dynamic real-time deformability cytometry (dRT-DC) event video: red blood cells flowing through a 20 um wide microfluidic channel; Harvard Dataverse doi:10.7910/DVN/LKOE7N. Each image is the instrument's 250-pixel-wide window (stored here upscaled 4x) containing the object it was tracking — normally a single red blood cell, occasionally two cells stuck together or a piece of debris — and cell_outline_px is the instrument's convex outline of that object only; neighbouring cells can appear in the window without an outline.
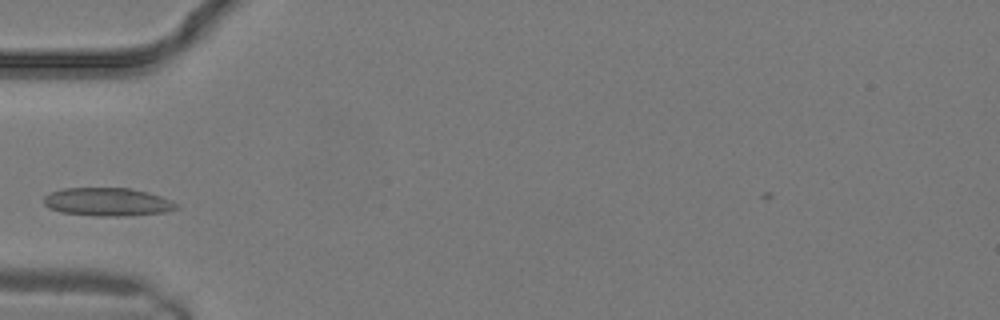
{"species": "common noctule bat (a hibernating species)", "species_latin": "Nyctalus noctula", "temperature_condition": "warm", "stored_images_in_passage": 8, "camera_frame_rate_fps": 3000, "um_per_image_px": 0.085, "animal": {"sex": "male", "body_mass_g": 19.2, "forearm_length_mm": 51.8}, "frame": {"image": 1, "passage_image": 4, "time_ms": 1.0, "image_size_px": [1000, 320], "cell_outline_px": [[180, 208], [164, 212], [124, 216], [96, 216], [60, 212], [48, 208], [44, 204], [44, 196], [52, 192], [64, 188], [128, 188], [148, 192], [172, 200], [180, 204]], "centroid_in_image_um": [9.16, 17.17], "position_along_channel_um": 75.8, "area_um2": 21.91}}
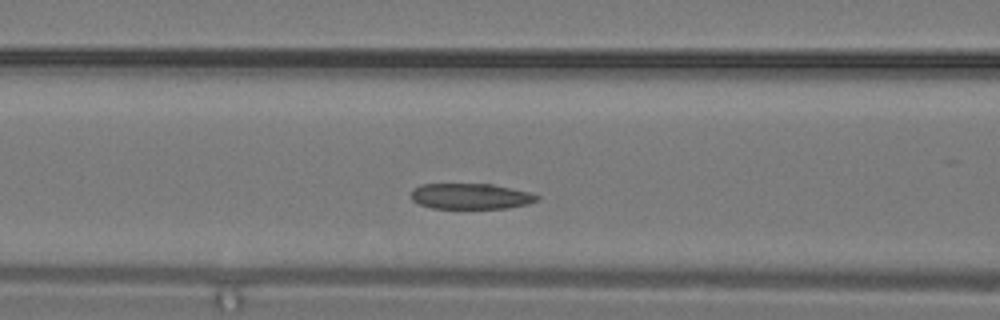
{"frame": {"image": 2, "passage_image": 6, "time_ms": 1.667, "image_size_px": [1000, 320], "cell_outline_px": [[540, 200], [528, 204], [504, 208], [432, 208], [420, 204], [412, 200], [412, 188], [420, 184], [492, 184], [532, 192], [540, 196]], "centroid_in_image_um": [40.04, 16.67], "position_along_channel_um": 126.6, "area_um2": 18.96}}
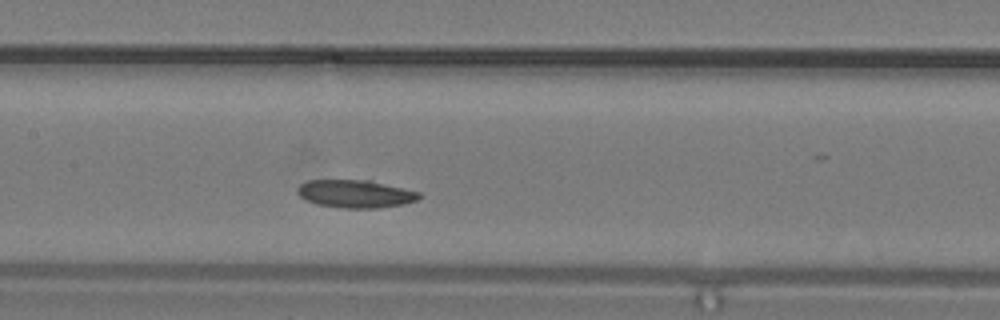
{"frame": {"image": 3, "passage_image": 8, "time_ms": 2.333, "image_size_px": [1000, 320], "cell_outline_px": [[424, 196], [416, 200], [404, 204], [376, 208], [344, 208], [316, 204], [304, 200], [296, 192], [296, 188], [300, 184], [308, 180], [372, 180], [420, 192]], "centroid_in_image_um": [30.21, 16.47], "position_along_channel_um": 177.2, "area_um2": 20.0}}